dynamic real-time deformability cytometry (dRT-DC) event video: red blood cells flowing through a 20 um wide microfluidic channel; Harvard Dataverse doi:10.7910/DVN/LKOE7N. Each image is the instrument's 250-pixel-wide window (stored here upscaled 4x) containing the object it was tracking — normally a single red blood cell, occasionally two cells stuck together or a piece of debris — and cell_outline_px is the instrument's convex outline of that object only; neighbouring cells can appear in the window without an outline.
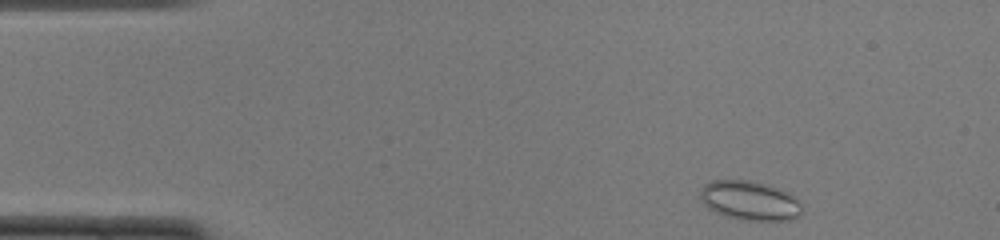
{"species": "common noctule bat (a hibernating species)", "species_latin": "Nyctalus noctula", "temperature_condition": "cold", "stored_images_in_passage": 45, "segment_of_instrument_passage": [1, 2], "camera_frame_rate_fps": 3000, "um_per_image_px": 0.085, "animal": {"sex": "female", "body_mass_g": 22.0, "forearm_length_mm": 56.7}, "frame": {"image": 1, "passage_image": 2, "time_ms": 0.333, "image_size_px": [1000, 240], "cell_outline_px": [[800, 216], [792, 220], [740, 220], [716, 212], [708, 208], [700, 200], [700, 192], [704, 184], [712, 180], [748, 180], [776, 188], [788, 192], [800, 204]], "centroid_in_image_um": [63.69, 17.06], "position_along_channel_um": 21.3, "area_um2": 23.0}}
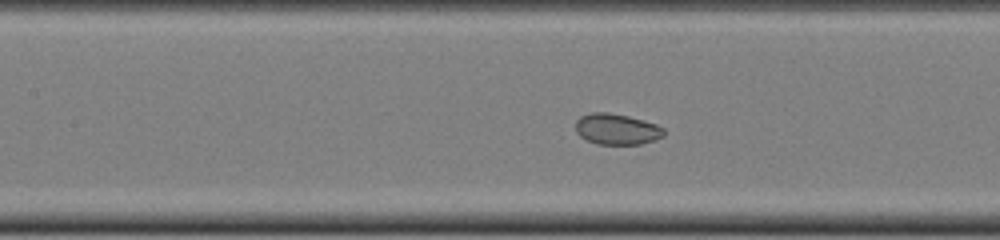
{"frame": {"image": 2, "passage_image": 18, "time_ms": 5.667, "image_size_px": [1000, 240], "cell_outline_px": [[664, 136], [656, 140], [640, 144], [596, 144], [580, 136], [576, 132], [576, 120], [580, 116], [592, 112], [608, 112], [628, 116], [644, 120], [656, 124], [664, 128]], "centroid_in_image_um": [52.43, 10.97], "position_along_channel_um": 155.0, "area_um2": 16.01}}
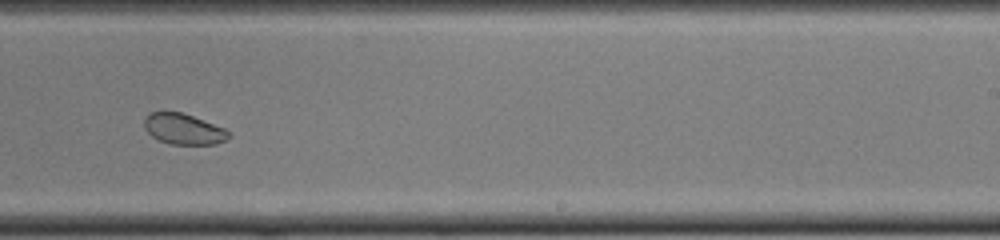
{"frame": {"image": 3, "passage_image": 27, "time_ms": 8.667, "image_size_px": [1000, 240], "cell_outline_px": [[232, 132], [224, 140], [216, 144], [172, 144], [160, 140], [152, 136], [144, 128], [144, 120], [152, 112], [184, 112], [224, 128]], "centroid_in_image_um": [15.62, 10.96], "position_along_channel_um": 273.4, "area_um2": 14.97}}